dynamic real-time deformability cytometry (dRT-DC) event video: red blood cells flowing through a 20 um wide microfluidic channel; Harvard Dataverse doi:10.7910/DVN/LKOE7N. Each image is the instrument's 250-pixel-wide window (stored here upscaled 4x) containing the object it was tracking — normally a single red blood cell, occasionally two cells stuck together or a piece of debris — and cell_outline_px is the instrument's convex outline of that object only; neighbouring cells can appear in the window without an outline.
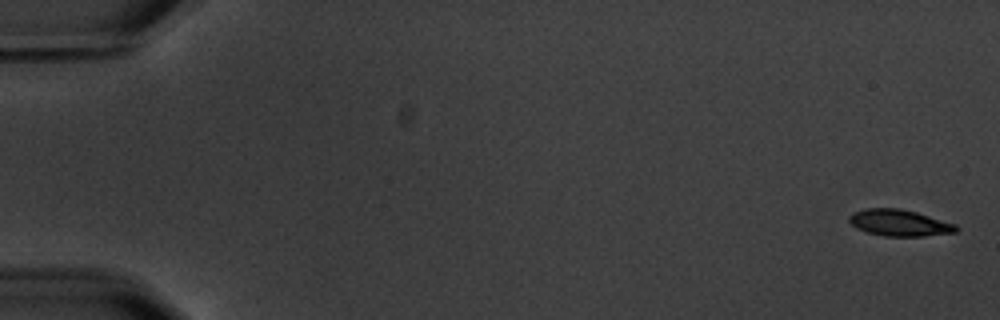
{"species": "common noctule bat (a hibernating species)", "species_latin": "Nyctalus noctula", "temperature_condition": "warm", "stored_images_in_passage": 6, "segment_of_instrument_passage": [2, 2], "camera_frame_rate_fps": 3000, "um_per_image_px": 0.085, "animal": {"sex": "male", "body_mass_g": 20.1, "forearm_length_mm": 53.5}, "frame": {"image": 1, "passage_image": 6, "time_ms": 6.667, "image_size_px": [1000, 320], "cell_outline_px": [[960, 228], [956, 232], [924, 236], [884, 236], [868, 232], [856, 228], [848, 220], [848, 216], [852, 212], [864, 208], [900, 208], [916, 212], [956, 224]], "centroid_in_image_um": [76.44, 18.93], "position_along_channel_um": 8.6, "area_um2": 16.59}}